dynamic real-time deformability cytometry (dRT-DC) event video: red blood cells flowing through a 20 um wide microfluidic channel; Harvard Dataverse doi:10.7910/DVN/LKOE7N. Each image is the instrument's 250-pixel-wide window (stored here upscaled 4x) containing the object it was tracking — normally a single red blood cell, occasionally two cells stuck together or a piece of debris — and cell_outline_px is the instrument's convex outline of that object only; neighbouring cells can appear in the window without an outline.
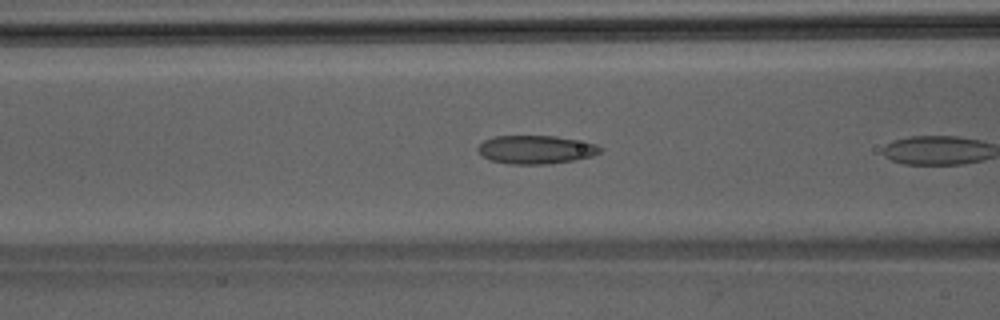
{"species": "Egyptian fruit bat (a non-hibernating species)", "species_latin": "Rousettus aegyptiacus", "temperature_condition": "room temperature", "stored_images_in_passage": 7, "camera_frame_rate_fps": 3000, "um_per_image_px": 0.085, "animal": {"sex": "male"}, "frame": {"image": 1, "passage_image": 6, "time_ms": 1.667, "image_size_px": [1000, 320], "cell_outline_px": [[604, 148], [600, 152], [592, 156], [572, 160], [548, 164], [508, 164], [492, 160], [484, 156], [476, 148], [484, 140], [496, 136], [556, 136], [596, 144]], "centroid_in_image_um": [45.56, 12.71], "position_along_channel_um": 121.0, "area_um2": 20.06}}